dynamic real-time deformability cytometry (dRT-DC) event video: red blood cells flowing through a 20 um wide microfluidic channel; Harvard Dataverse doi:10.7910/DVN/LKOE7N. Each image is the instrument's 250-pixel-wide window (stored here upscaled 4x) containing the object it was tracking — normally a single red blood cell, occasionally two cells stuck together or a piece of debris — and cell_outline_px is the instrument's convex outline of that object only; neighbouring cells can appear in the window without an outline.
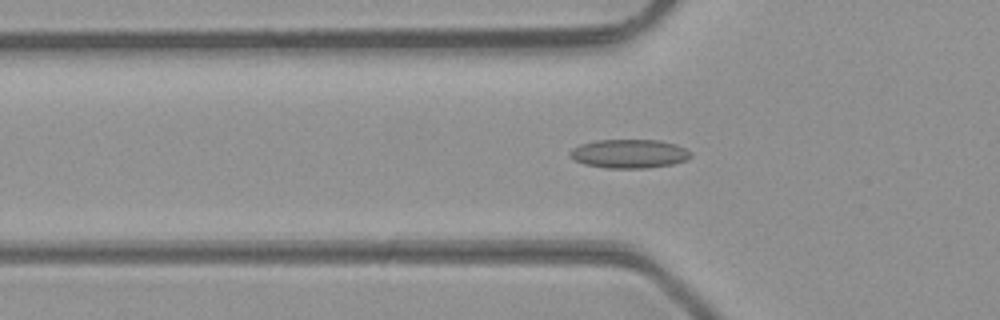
{"species": "common noctule bat (a hibernating species)", "species_latin": "Nyctalus noctula", "temperature_condition": "room temperature", "stored_images_in_passage": 36, "camera_frame_rate_fps": 3000, "um_per_image_px": 0.085, "animal": {"sex": "male", "body_mass_g": 23.1, "forearm_length_mm": 52.7}, "frame": {"image": 1, "passage_image": 4, "time_ms": 1.0, "image_size_px": [1000, 320], "cell_outline_px": [[692, 156], [688, 160], [672, 164], [648, 168], [604, 168], [584, 164], [568, 156], [568, 152], [572, 148], [580, 144], [596, 140], [660, 140], [676, 144], [692, 152]], "centroid_in_image_um": [53.48, 13.07], "position_along_channel_um": 72.3, "area_um2": 20.52}}
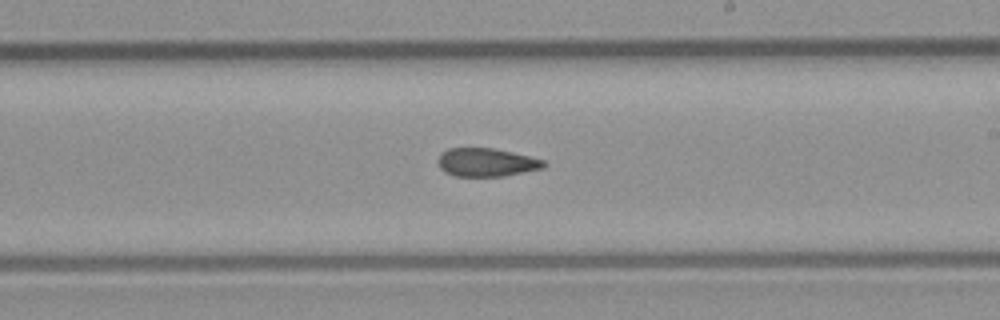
{"frame": {"image": 2, "passage_image": 16, "time_ms": 5.0, "image_size_px": [1000, 320], "cell_outline_px": [[548, 164], [544, 168], [504, 176], [456, 176], [444, 172], [440, 168], [436, 160], [440, 152], [448, 148], [492, 148], [512, 152], [544, 160]], "centroid_in_image_um": [41.32, 13.8], "position_along_channel_um": 247.7, "area_um2": 17.63}}
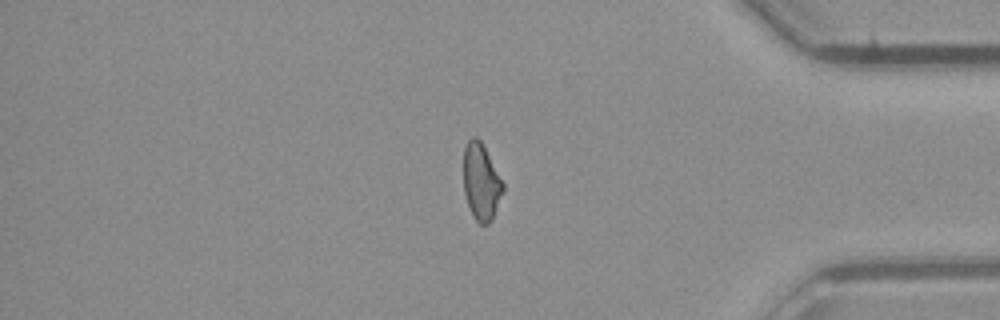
{"frame": {"image": 3, "passage_image": 28, "time_ms": 9.0, "image_size_px": [1000, 320], "cell_outline_px": [[504, 188], [492, 220], [488, 224], [480, 224], [472, 216], [464, 192], [464, 148], [468, 140], [472, 136], [476, 136], [480, 140], [504, 184]], "centroid_in_image_um": [40.89, 15.47], "position_along_channel_um": 394.3, "area_um2": 17.4}, "authors_computed_cell_mechanics": {"area_um2": 18.1492, "velocity_mm_per_s": 4.3563, "shape_relaxation_time_tau1_ms": null, "shape_relaxation_time_tau2_ms": 4.1339, "deformation_change_tau1": null, "deformation_change_tau2": 0.1221}}